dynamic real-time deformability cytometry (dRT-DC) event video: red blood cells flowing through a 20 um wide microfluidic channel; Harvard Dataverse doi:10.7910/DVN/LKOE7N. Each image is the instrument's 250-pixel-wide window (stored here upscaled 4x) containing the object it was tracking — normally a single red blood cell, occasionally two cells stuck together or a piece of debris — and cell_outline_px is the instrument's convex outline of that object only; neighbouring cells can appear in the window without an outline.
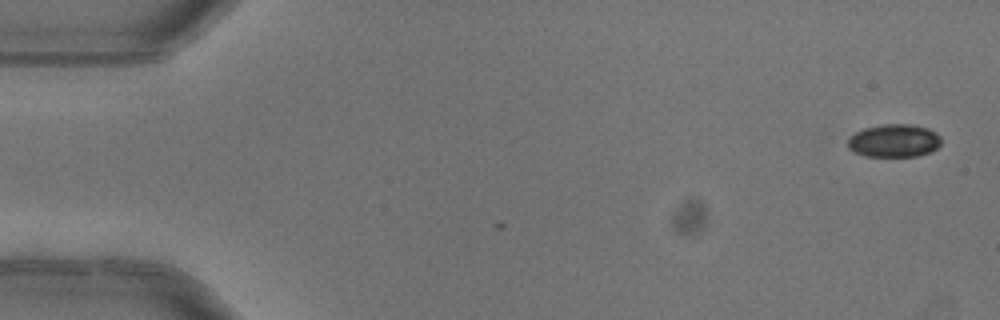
{"species": "common noctule bat (a hibernating species)", "species_latin": "Nyctalus noctula", "temperature_condition": "warm", "stored_images_in_passage": 2, "camera_frame_rate_fps": 3000, "um_per_image_px": 0.085, "animal": {"sex": "female"}, "frame": {"image": 1, "passage_image": 2, "time_ms": 0.333, "image_size_px": [1000, 320], "cell_outline_px": [[940, 144], [932, 152], [920, 156], [864, 156], [848, 148], [848, 140], [856, 132], [864, 128], [884, 124], [912, 124], [928, 128], [936, 132], [940, 136]], "centroid_in_image_um": [76.03, 11.96], "position_along_channel_um": 9.0, "area_um2": 17.98}}